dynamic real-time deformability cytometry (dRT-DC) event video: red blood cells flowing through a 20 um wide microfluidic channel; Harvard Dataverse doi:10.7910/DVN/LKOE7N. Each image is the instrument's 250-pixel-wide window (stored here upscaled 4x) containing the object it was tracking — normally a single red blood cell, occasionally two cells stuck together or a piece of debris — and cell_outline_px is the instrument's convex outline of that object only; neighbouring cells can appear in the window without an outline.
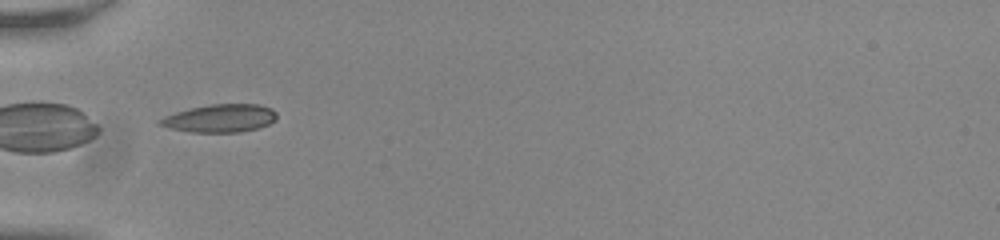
{"species": "common noctule bat (a hibernating species)", "species_latin": "Nyctalus noctula", "temperature_condition": "room temperature", "stored_images_in_passage": 3, "camera_frame_rate_fps": 3000, "um_per_image_px": 0.085, "animal": {"sex": "male", "body_mass_g": 20.0, "forearm_length_mm": 53.3}, "frame": {"image": 1, "passage_image": 1, "time_ms": 0.0, "image_size_px": [1000, 240], "cell_outline_px": [[276, 120], [268, 124], [256, 128], [240, 132], [192, 132], [172, 128], [156, 124], [156, 120], [164, 116], [176, 112], [192, 108], [212, 104], [260, 104], [272, 108], [276, 112]], "centroid_in_image_um": [18.71, 10.05], "position_along_channel_um": 66.3, "area_um2": 18.96}}